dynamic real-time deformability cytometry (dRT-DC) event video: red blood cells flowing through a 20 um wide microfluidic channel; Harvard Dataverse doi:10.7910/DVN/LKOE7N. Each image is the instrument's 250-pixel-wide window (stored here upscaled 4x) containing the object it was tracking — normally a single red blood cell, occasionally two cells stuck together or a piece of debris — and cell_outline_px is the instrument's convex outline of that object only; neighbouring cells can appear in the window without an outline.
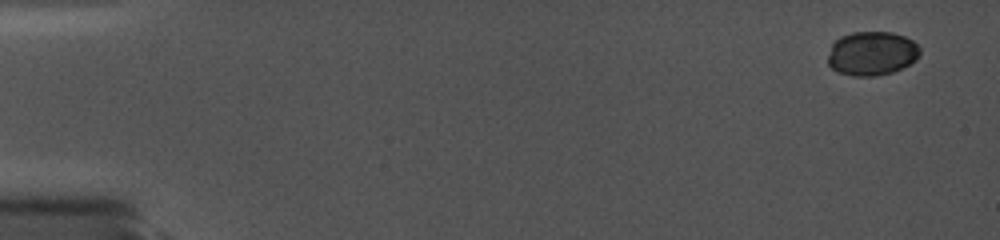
{"species": "common noctule bat (a hibernating species)", "species_latin": "Nyctalus noctula", "temperature_condition": "cold", "stored_images_in_passage": 32, "camera_frame_rate_fps": 5000, "um_per_image_px": 0.085, "animal": {"sex": "female", "body_mass_g": 19.0, "forearm_length_mm": 56.7}, "frame": {"image": 1, "passage_image": 1, "time_ms": 0.0, "image_size_px": [1000, 240], "cell_outline_px": [[920, 52], [916, 60], [892, 72], [876, 76], [852, 76], [840, 72], [832, 68], [828, 64], [828, 56], [832, 44], [840, 36], [852, 32], [892, 32], [904, 36], [912, 40], [920, 48]], "centroid_in_image_um": [74.1, 4.53], "position_along_channel_um": 10.9, "area_um2": 23.52}}
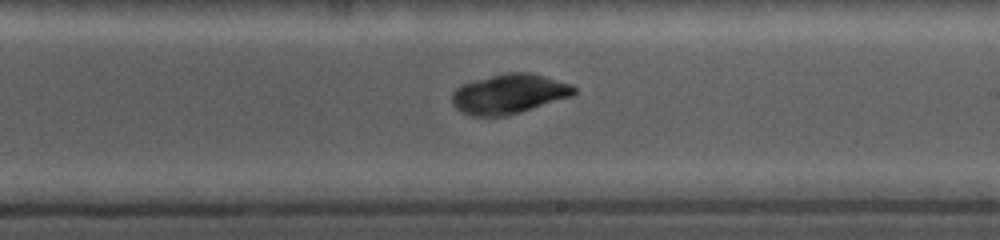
{"frame": {"image": 2, "passage_image": 19, "time_ms": 10.2, "image_size_px": [1000, 240], "cell_outline_px": [[576, 92], [572, 96], [520, 112], [504, 116], [472, 116], [460, 112], [452, 104], [452, 92], [460, 84], [472, 80], [504, 72], [528, 72], [544, 76], [572, 84], [576, 88]], "centroid_in_image_um": [43.23, 7.97], "position_along_channel_um": 245.8, "area_um2": 28.44}}
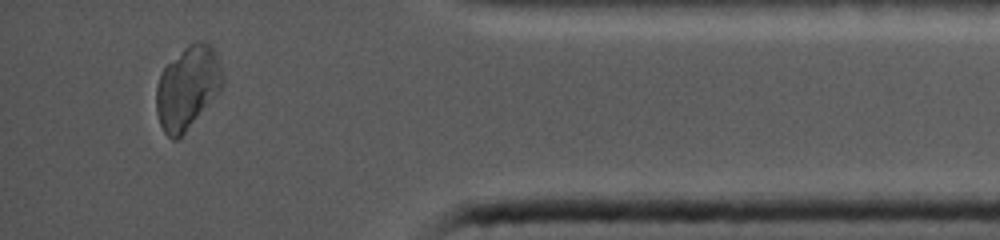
{"frame": {"image": 3, "passage_image": 31, "time_ms": 15.2, "image_size_px": [1000, 240], "cell_outline_px": [[224, 84], [220, 92], [184, 132], [176, 140], [172, 140], [164, 132], [160, 124], [156, 112], [156, 88], [160, 72], [188, 44], [200, 40], [212, 44], [216, 52], [224, 76]], "centroid_in_image_um": [15.96, 7.42], "position_along_channel_um": 419.2, "area_um2": 32.14}}